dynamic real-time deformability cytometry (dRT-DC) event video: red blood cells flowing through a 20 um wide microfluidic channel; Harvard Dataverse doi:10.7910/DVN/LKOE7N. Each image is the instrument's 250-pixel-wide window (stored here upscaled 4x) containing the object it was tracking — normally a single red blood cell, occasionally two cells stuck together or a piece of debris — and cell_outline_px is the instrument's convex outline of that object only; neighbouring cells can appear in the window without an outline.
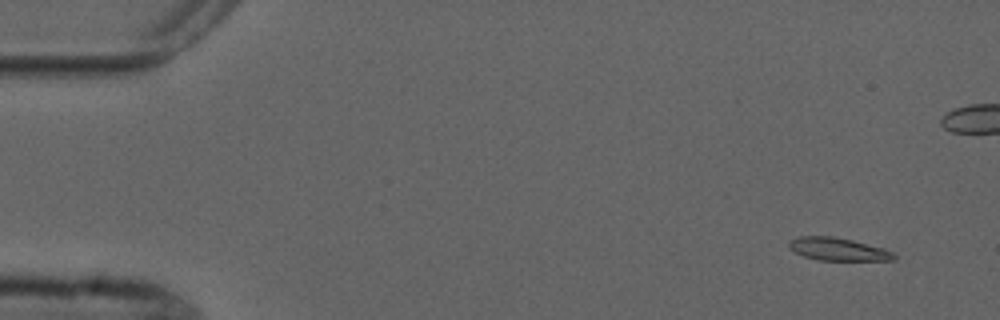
{"species": "common noctule bat (a hibernating species)", "species_latin": "Nyctalus noctula", "temperature_condition": "cold", "stored_images_in_passage": 8, "camera_frame_rate_fps": 3000, "um_per_image_px": 0.085, "animal": {"sex": "male", "forearm_length_mm": 52.5}, "frame": {"image": 1, "passage_image": 1, "time_ms": 0.0, "image_size_px": [1000, 320], "cell_outline_px": [[896, 260], [820, 260], [804, 256], [788, 248], [788, 240], [800, 236], [832, 236], [852, 240], [884, 248], [892, 252], [896, 256]], "centroid_in_image_um": [71.21, 21.17], "position_along_channel_um": 13.8, "area_um2": 13.93}}
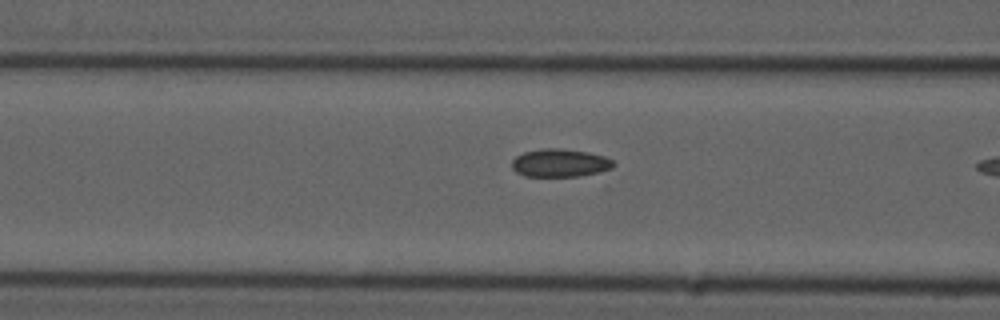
{"frame": {"image": 2, "passage_image": 7, "time_ms": 8.0, "image_size_px": [1000, 320], "cell_outline_px": [[616, 164], [612, 168], [604, 172], [580, 176], [524, 176], [516, 172], [512, 168], [512, 160], [516, 156], [524, 152], [544, 148], [560, 148], [588, 152], [604, 156], [612, 160]], "centroid_in_image_um": [47.63, 13.85], "position_along_channel_um": 119.0, "area_um2": 16.76}}